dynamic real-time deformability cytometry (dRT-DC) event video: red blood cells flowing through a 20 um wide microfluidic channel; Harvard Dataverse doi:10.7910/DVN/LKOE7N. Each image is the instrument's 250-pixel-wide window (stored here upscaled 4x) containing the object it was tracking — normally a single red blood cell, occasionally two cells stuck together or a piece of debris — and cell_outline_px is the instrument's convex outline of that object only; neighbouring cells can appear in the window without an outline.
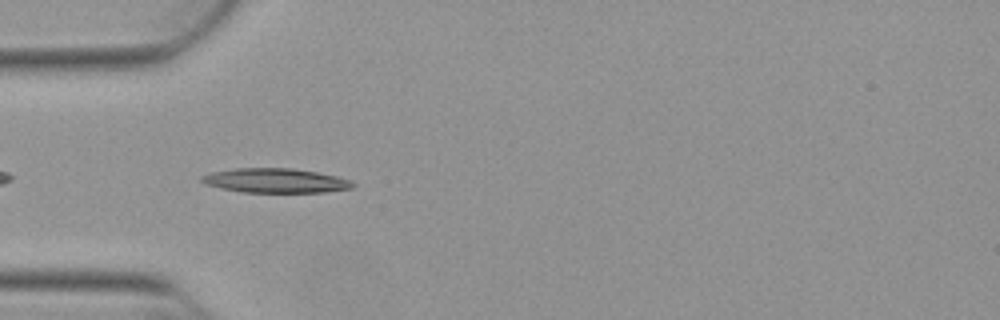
{"species": "Egyptian fruit bat (a non-hibernating species)", "species_latin": "Rousettus aegyptiacus", "temperature_condition": "warm", "stored_images_in_passage": 39, "camera_frame_rate_fps": 3000, "um_per_image_px": 0.085, "animal": {"sex": "female"}, "frame": {"image": 1, "passage_image": 3, "time_ms": 0.667, "image_size_px": [1000, 320], "cell_outline_px": [[356, 184], [352, 188], [324, 192], [240, 192], [220, 188], [204, 184], [200, 180], [200, 176], [208, 172], [236, 168], [292, 168], [316, 172], [336, 176], [352, 180]], "centroid_in_image_um": [23.37, 15.35], "position_along_channel_um": 61.6, "area_um2": 21.68}}
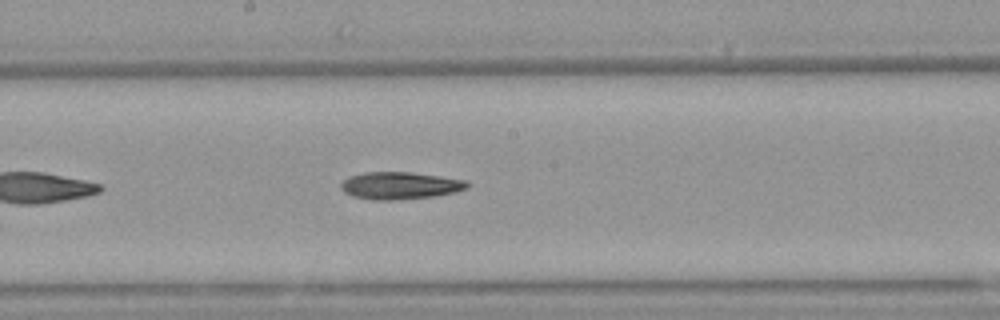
{"frame": {"image": 2, "passage_image": 15, "time_ms": 4.667, "image_size_px": [1000, 320], "cell_outline_px": [[472, 184], [468, 188], [452, 192], [432, 196], [392, 200], [372, 200], [352, 196], [344, 192], [340, 188], [340, 184], [348, 176], [364, 172], [408, 172], [440, 176], [464, 180]], "centroid_in_image_um": [33.95, 15.77], "position_along_channel_um": 214.2, "area_um2": 20.0}}
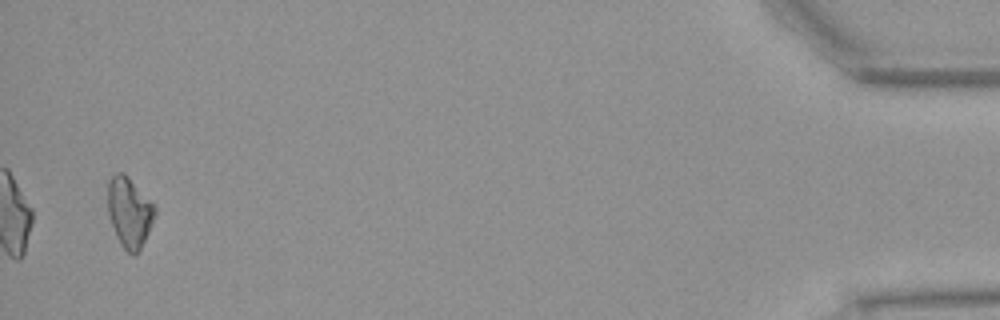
{"frame": {"image": 3, "passage_image": 38, "time_ms": 12.333, "image_size_px": [1000, 320], "cell_outline_px": [[156, 212], [148, 232], [136, 256], [132, 256], [120, 244], [116, 236], [108, 212], [108, 180], [116, 172], [124, 172], [156, 204]], "centroid_in_image_um": [11.01, 18.01], "position_along_channel_um": 424.2, "area_um2": 19.36}, "authors_computed_cell_mechanics": {"area_um2": 19.7098, "velocity_mm_per_s": 3.8655, "shape_relaxation_time_tau1_ms": 8.3123, "shape_relaxation_time_tau2_ms": null, "deformation_change_tau1": 0.22, "deformation_change_tau2": null}}